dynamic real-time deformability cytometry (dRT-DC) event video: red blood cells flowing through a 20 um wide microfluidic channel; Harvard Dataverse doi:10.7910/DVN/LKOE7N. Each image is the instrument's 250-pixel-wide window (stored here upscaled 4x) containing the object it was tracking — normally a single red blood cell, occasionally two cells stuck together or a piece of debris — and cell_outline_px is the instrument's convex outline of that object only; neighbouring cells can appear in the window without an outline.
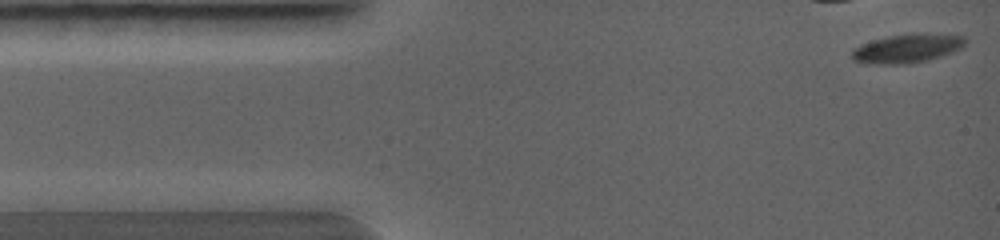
{"species": "common noctule bat (a hibernating species)", "species_latin": "Nyctalus noctula", "temperature_condition": "warm", "stored_images_in_passage": 2, "camera_frame_rate_fps": 5000, "um_per_image_px": 0.085, "animal": {"sex": "female", "body_mass_g": 19.0, "forearm_length_mm": 56.7}, "frame": {"image": 1, "passage_image": 1, "time_ms": 0.0, "image_size_px": [1000, 240], "cell_outline_px": [[968, 40], [960, 48], [952, 52], [928, 60], [908, 64], [868, 64], [852, 60], [852, 48], [860, 44], [888, 36], [908, 32], [928, 32], [964, 36]], "centroid_in_image_um": [77.1, 4.09], "position_along_channel_um": 7.9, "area_um2": 19.54}}